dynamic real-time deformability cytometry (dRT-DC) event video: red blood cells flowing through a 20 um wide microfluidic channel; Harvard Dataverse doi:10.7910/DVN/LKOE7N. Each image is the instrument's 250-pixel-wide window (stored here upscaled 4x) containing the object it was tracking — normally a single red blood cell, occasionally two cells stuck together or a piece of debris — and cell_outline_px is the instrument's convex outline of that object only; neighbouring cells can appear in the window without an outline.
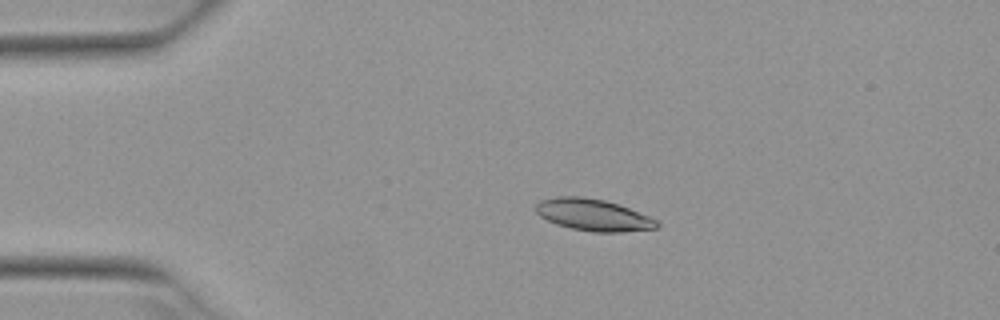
{"species": "Egyptian fruit bat (a non-hibernating species)", "species_latin": "Rousettus aegyptiacus", "temperature_condition": "warm", "stored_images_in_passage": 4, "camera_frame_rate_fps": 3000, "um_per_image_px": 0.085, "animal": {"sex": "female"}, "frame": {"image": 1, "passage_image": 3, "time_ms": 0.667, "image_size_px": [1000, 320], "cell_outline_px": [[660, 224], [656, 228], [624, 232], [592, 232], [572, 228], [556, 224], [540, 216], [536, 212], [536, 204], [540, 200], [556, 196], [580, 196], [604, 200], [628, 208], [648, 216], [656, 220]], "centroid_in_image_um": [50.4, 18.27], "position_along_channel_um": 34.6, "area_um2": 22.25}}